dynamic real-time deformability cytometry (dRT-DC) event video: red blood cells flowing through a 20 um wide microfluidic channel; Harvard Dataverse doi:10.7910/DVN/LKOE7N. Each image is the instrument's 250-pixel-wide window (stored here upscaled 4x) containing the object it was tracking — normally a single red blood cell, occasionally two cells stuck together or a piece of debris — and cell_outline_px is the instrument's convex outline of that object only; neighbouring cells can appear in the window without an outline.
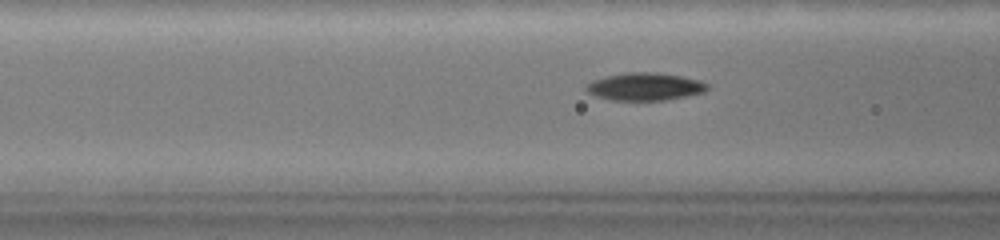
{"species": "common noctule bat (a hibernating species)", "species_latin": "Nyctalus noctula", "temperature_condition": "warm", "stored_images_in_passage": 71, "camera_frame_rate_fps": 3000, "um_per_image_px": 0.085, "animal": {"sex": "female", "body_mass_g": 19.0, "forearm_length_mm": 51.5}, "frame": {"image": 1, "passage_image": 29, "time_ms": 9.333, "image_size_px": [1000, 240], "cell_outline_px": [[708, 88], [704, 92], [668, 100], [612, 100], [596, 96], [588, 92], [584, 88], [584, 84], [592, 80], [608, 76], [628, 72], [652, 72], [680, 76], [700, 80], [708, 84]], "centroid_in_image_um": [54.8, 7.36], "position_along_channel_um": 111.8, "area_um2": 19.48}}
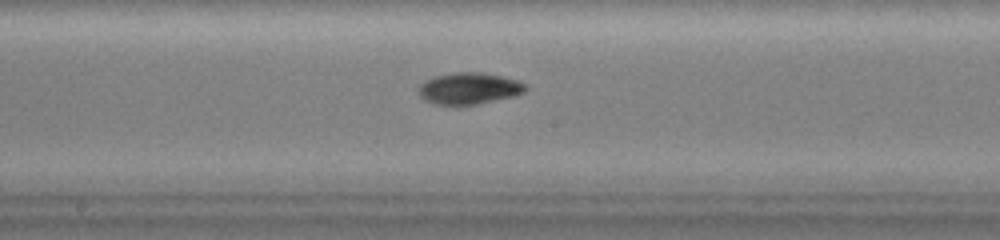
{"frame": {"image": 2, "passage_image": 40, "time_ms": 13.0, "image_size_px": [1000, 240], "cell_outline_px": [[528, 88], [524, 92], [512, 96], [476, 104], [456, 108], [436, 104], [424, 100], [420, 96], [416, 88], [424, 80], [436, 76], [452, 72], [480, 72], [500, 76], [516, 80], [524, 84]], "centroid_in_image_um": [39.78, 7.54], "position_along_channel_um": 208.4, "area_um2": 20.06}}
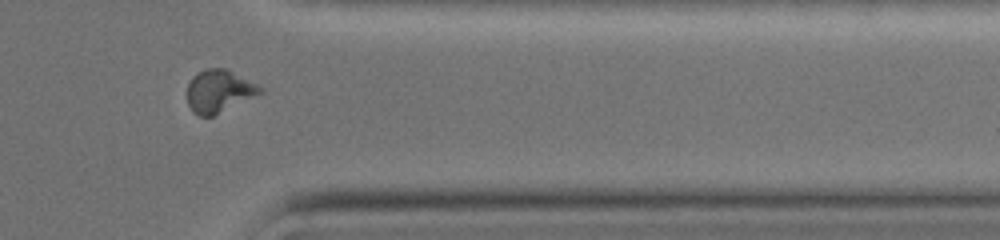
{"frame": {"image": 3, "passage_image": 61, "time_ms": 20.0, "image_size_px": [1000, 240], "cell_outline_px": [[264, 92], [212, 116], [200, 116], [192, 112], [188, 104], [188, 84], [192, 76], [196, 72], [204, 68], [228, 68], [264, 88]], "centroid_in_image_um": [18.62, 7.72], "position_along_channel_um": 392.8, "area_um2": 18.26}}